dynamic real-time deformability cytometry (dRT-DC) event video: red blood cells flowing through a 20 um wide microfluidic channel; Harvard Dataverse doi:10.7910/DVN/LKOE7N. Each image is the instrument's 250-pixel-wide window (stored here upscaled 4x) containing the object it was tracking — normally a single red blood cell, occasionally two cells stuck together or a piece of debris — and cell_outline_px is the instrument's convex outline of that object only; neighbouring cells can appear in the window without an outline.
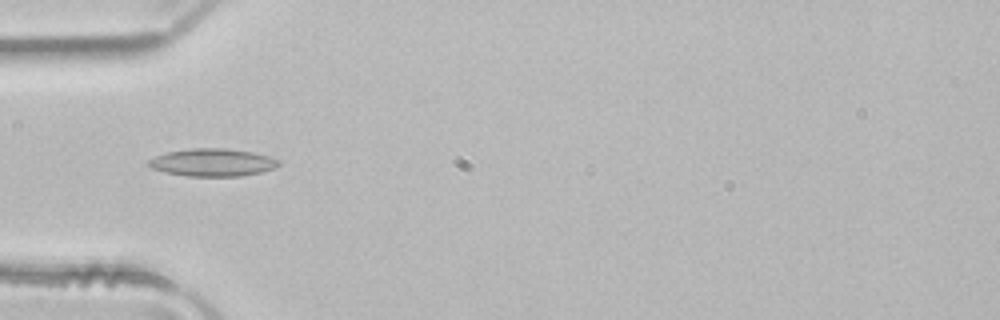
{"species": "common noctule bat (a hibernating species)", "species_latin": "Nyctalus noctula", "temperature_condition": "room temperature", "stored_images_in_passage": 35, "camera_frame_rate_fps": 3000, "um_per_image_px": 0.085, "animal": {"sex": "male", "body_mass_g": 21.5, "forearm_length_mm": 52.0}, "frame": {"image": 1, "passage_image": 1, "time_ms": 0.0, "image_size_px": [1000, 320], "cell_outline_px": [[280, 164], [276, 168], [260, 172], [240, 176], [188, 176], [164, 172], [152, 168], [148, 164], [148, 160], [156, 156], [168, 152], [192, 148], [224, 148], [252, 152], [268, 156], [280, 160]], "centroid_in_image_um": [18.09, 13.81], "position_along_channel_um": 66.9, "area_um2": 20.87}}
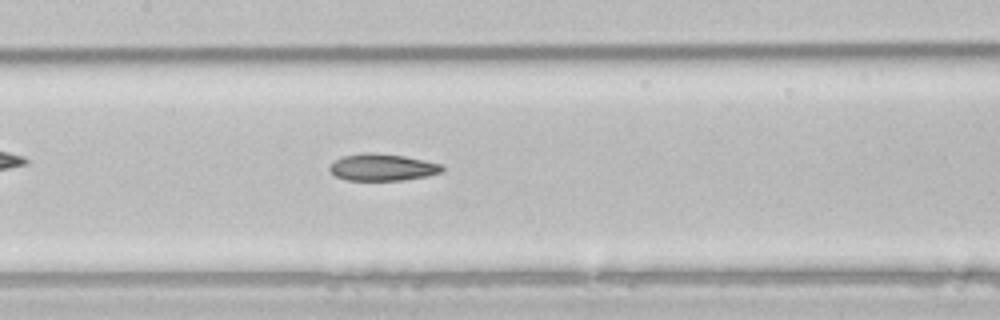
{"frame": {"image": 2, "passage_image": 9, "time_ms": 2.667, "image_size_px": [1000, 320], "cell_outline_px": [[444, 172], [428, 176], [404, 180], [348, 180], [336, 176], [328, 168], [336, 160], [344, 156], [364, 152], [372, 152], [404, 156], [424, 160], [440, 164], [444, 168]], "centroid_in_image_um": [32.54, 14.22], "position_along_channel_um": 174.9, "area_um2": 17.57}}
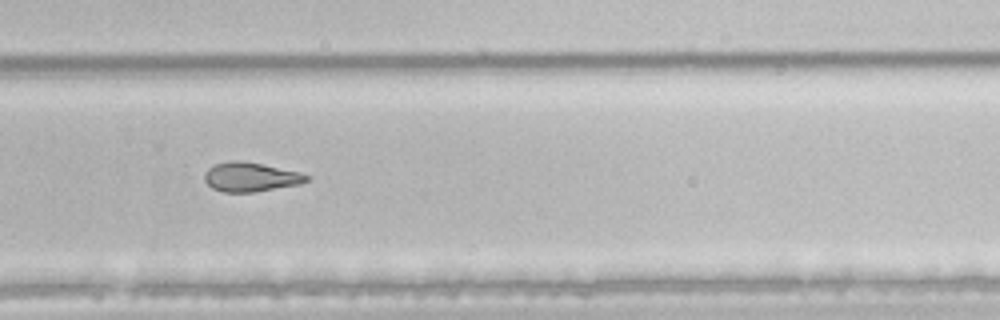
{"frame": {"image": 3, "passage_image": 19, "time_ms": 6.0, "image_size_px": [1000, 320], "cell_outline_px": [[312, 176], [308, 180], [300, 184], [256, 192], [224, 192], [212, 188], [204, 180], [204, 172], [208, 168], [216, 164], [232, 160], [236, 160], [264, 164], [300, 172]], "centroid_in_image_um": [21.32, 15.04], "position_along_channel_um": 308.5, "area_um2": 17.51}, "authors_computed_cell_mechanics": {"area_um2": 18.1492, "velocity_mm_per_s": 4.0291, "shape_relaxation_time_tau1_ms": null, "shape_relaxation_time_tau2_ms": 4.3049, "deformation_change_tau1": null, "deformation_change_tau2": 0.1232}}